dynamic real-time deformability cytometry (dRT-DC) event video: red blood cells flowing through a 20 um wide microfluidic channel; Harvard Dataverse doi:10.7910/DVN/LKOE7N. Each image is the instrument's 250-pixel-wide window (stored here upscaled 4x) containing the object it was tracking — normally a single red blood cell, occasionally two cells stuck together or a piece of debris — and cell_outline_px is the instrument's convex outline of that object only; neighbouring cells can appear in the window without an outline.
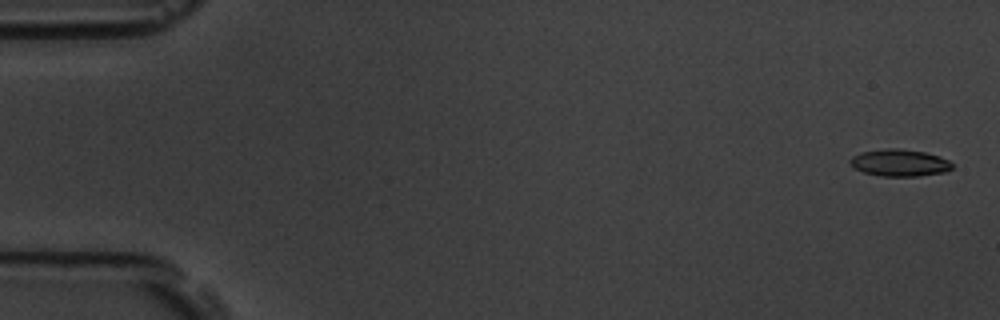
{"species": "common noctule bat (a hibernating species)", "species_latin": "Nyctalus noctula", "temperature_condition": "room temperature", "stored_images_in_passage": 14, "camera_frame_rate_fps": 3000, "um_per_image_px": 0.085, "animal": {"sex": "male", "body_mass_g": 19.5, "forearm_length_mm": 54.6}, "frame": {"image": 1, "passage_image": 2, "time_ms": 0.333, "image_size_px": [1000, 320], "cell_outline_px": [[952, 168], [944, 172], [916, 176], [880, 176], [864, 172], [856, 168], [848, 160], [852, 156], [860, 152], [884, 148], [900, 148], [924, 152], [940, 156], [948, 160], [952, 164]], "centroid_in_image_um": [76.45, 13.82], "position_along_channel_um": 8.5, "area_um2": 16.01}}